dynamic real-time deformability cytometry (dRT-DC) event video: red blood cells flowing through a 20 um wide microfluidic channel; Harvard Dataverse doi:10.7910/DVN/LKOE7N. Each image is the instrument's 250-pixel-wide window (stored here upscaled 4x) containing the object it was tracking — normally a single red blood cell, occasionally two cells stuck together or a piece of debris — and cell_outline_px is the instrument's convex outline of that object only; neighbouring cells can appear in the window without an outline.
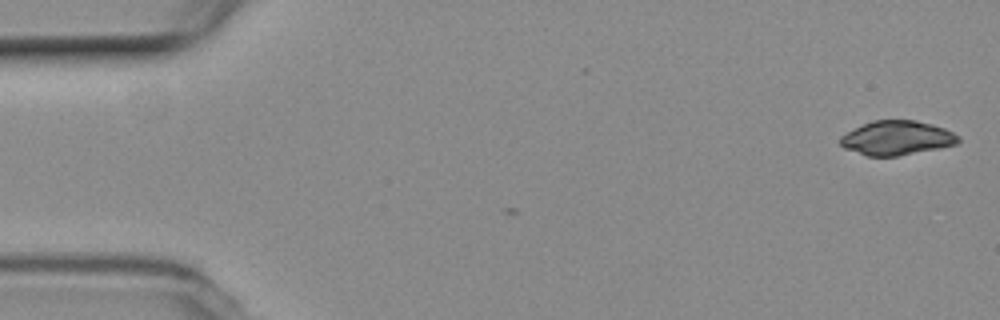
{"species": "common noctule bat (a hibernating species)", "species_latin": "Nyctalus noctula", "temperature_condition": "room temperature", "stored_images_in_passage": 5, "camera_frame_rate_fps": 3000, "um_per_image_px": 0.085, "animal": {"sex": "female", "body_mass_g": 19.3, "forearm_length_mm": 54.1}, "frame": {"image": 1, "passage_image": 1, "time_ms": 0.0, "image_size_px": [1000, 320], "cell_outline_px": [[960, 140], [956, 144], [940, 148], [896, 156], [868, 156], [844, 148], [840, 144], [840, 136], [872, 120], [916, 120], [932, 124], [944, 128], [960, 136]], "centroid_in_image_um": [76.25, 11.72], "position_along_channel_um": 8.8, "area_um2": 23.41}}